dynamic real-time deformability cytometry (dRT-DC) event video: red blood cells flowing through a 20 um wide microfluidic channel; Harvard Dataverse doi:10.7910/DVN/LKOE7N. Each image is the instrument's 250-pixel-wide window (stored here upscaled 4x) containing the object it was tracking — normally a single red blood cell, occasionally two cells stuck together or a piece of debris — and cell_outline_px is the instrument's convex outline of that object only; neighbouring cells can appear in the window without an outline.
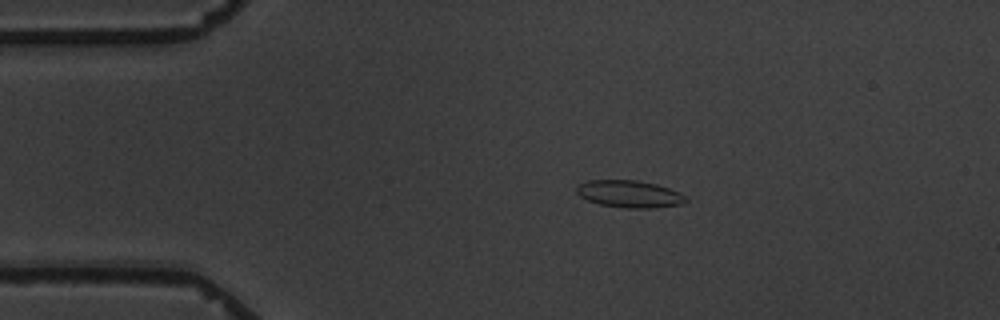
{"species": "common noctule bat (a hibernating species)", "species_latin": "Nyctalus noctula", "temperature_condition": "warm", "stored_images_in_passage": 7, "camera_frame_rate_fps": 3000, "um_per_image_px": 0.085, "animal": {"sex": "male", "body_mass_g": 19.5, "forearm_length_mm": 54.6}, "frame": {"image": 1, "passage_image": 1, "time_ms": 0.0, "image_size_px": [1000, 320], "cell_outline_px": [[688, 200], [680, 204], [652, 208], [628, 208], [600, 204], [588, 200], [580, 196], [576, 192], [576, 188], [580, 184], [588, 180], [636, 180], [656, 184], [680, 192]], "centroid_in_image_um": [53.49, 16.48], "position_along_channel_um": 31.5, "area_um2": 17.11}}
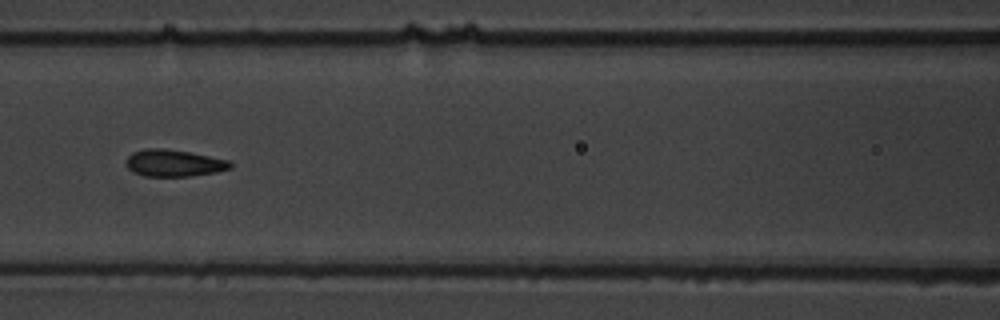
{"frame": {"image": 2, "passage_image": 5, "time_ms": 4.667, "image_size_px": [1000, 320], "cell_outline_px": [[232, 168], [216, 172], [188, 176], [144, 176], [128, 168], [128, 156], [132, 152], [144, 148], [164, 148], [188, 152], [228, 160], [232, 164]], "centroid_in_image_um": [14.79, 13.85], "position_along_channel_um": 151.8, "area_um2": 16.07}}
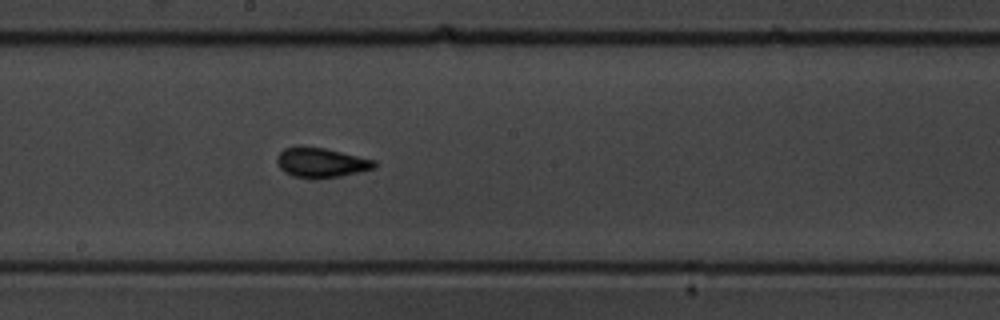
{"frame": {"image": 3, "passage_image": 7, "time_ms": 6.667, "image_size_px": [1000, 320], "cell_outline_px": [[376, 168], [360, 172], [340, 176], [292, 176], [284, 172], [280, 168], [276, 160], [276, 156], [284, 148], [296, 144], [300, 144], [324, 148], [376, 160]], "centroid_in_image_um": [27.27, 13.76], "position_along_channel_um": 220.9, "area_um2": 16.76}}